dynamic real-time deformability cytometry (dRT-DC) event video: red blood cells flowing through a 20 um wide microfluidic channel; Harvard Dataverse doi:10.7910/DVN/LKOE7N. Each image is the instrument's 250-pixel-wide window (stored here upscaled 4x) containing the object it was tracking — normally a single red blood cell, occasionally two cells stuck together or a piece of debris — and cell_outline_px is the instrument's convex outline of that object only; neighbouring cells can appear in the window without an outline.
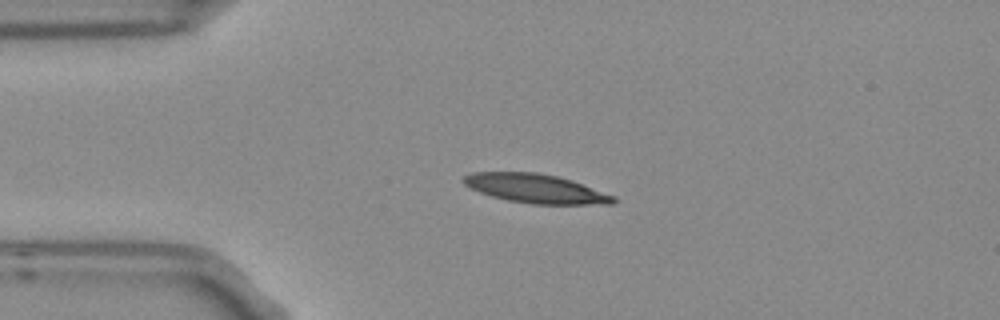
{"species": "Egyptian fruit bat (a non-hibernating species)", "species_latin": "Rousettus aegyptiacus", "temperature_condition": "room temperature", "stored_images_in_passage": 3, "camera_frame_rate_fps": 3000, "um_per_image_px": 0.085, "frame": {"image": 1, "passage_image": 3, "time_ms": 0.667, "image_size_px": [1000, 320], "cell_outline_px": [[616, 204], [532, 204], [508, 200], [492, 196], [480, 192], [464, 184], [460, 180], [464, 176], [472, 172], [536, 172], [556, 176], [572, 180], [616, 196]], "centroid_in_image_um": [45.55, 16.02], "position_along_channel_um": 39.4, "area_um2": 25.32}}